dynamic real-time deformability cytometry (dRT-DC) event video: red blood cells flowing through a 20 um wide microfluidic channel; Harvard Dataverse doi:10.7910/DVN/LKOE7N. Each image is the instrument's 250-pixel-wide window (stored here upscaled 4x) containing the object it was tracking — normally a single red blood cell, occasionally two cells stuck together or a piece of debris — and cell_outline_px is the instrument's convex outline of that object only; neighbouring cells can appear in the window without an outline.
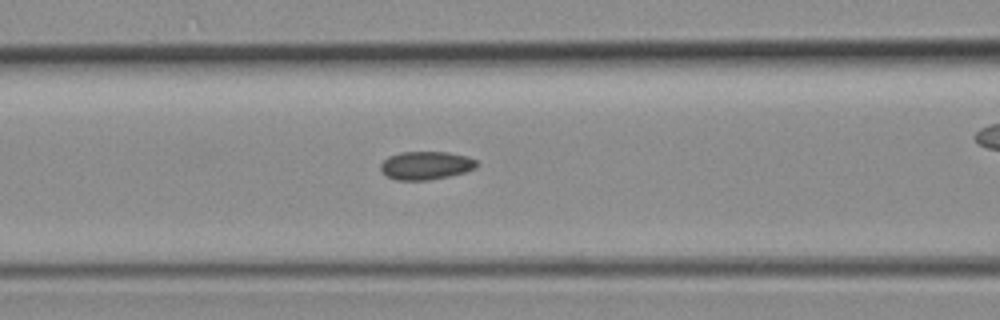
{"species": "common noctule bat (a hibernating species)", "species_latin": "Nyctalus noctula", "temperature_condition": "room temperature", "stored_images_in_passage": 46, "camera_frame_rate_fps": 3000, "um_per_image_px": 0.085, "animal": {"sex": "female", "body_mass_g": 19.3, "forearm_length_mm": 54.1}, "frame": {"image": 1, "passage_image": 18, "time_ms": 5.667, "image_size_px": [1000, 320], "cell_outline_px": [[480, 164], [476, 168], [468, 172], [428, 180], [396, 180], [388, 176], [380, 168], [380, 164], [388, 156], [400, 152], [448, 152], [468, 156], [476, 160]], "centroid_in_image_um": [36.25, 14.05], "position_along_channel_um": 130.3, "area_um2": 15.95}}
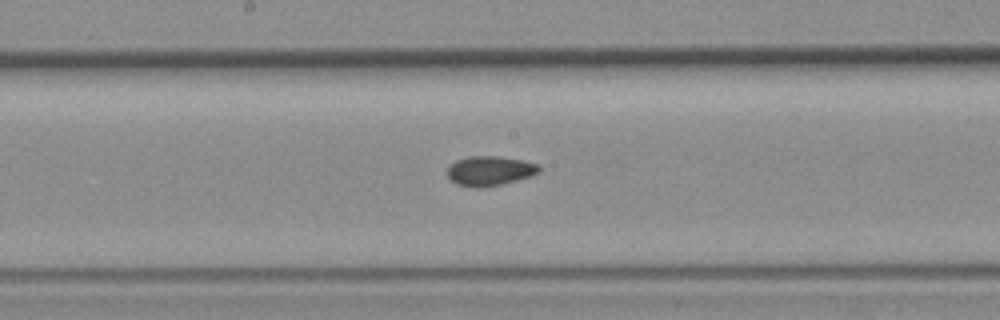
{"frame": {"image": 2, "passage_image": 23, "time_ms": 7.333, "image_size_px": [1000, 320], "cell_outline_px": [[540, 172], [532, 176], [500, 184], [476, 188], [456, 184], [444, 172], [448, 164], [456, 160], [468, 156], [500, 156], [524, 160], [540, 164]], "centroid_in_image_um": [41.61, 14.5], "position_along_channel_um": 206.6, "area_um2": 16.13}}
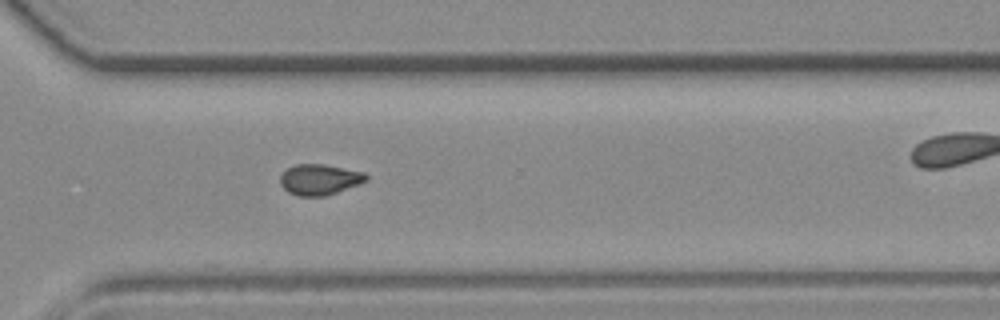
{"frame": {"image": 3, "passage_image": 32, "time_ms": 10.333, "image_size_px": [1000, 320], "cell_outline_px": [[368, 180], [360, 184], [324, 196], [296, 196], [288, 192], [280, 184], [280, 176], [288, 168], [296, 164], [324, 164], [364, 172], [368, 176]], "centroid_in_image_um": [27.17, 15.26], "position_along_channel_um": 343.4, "area_um2": 15.37}}